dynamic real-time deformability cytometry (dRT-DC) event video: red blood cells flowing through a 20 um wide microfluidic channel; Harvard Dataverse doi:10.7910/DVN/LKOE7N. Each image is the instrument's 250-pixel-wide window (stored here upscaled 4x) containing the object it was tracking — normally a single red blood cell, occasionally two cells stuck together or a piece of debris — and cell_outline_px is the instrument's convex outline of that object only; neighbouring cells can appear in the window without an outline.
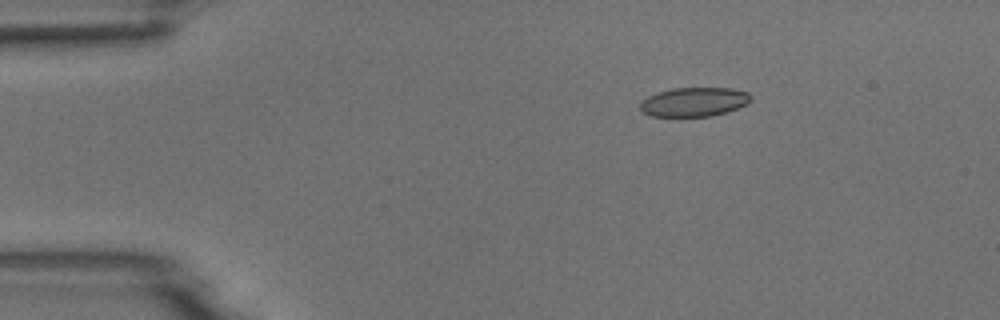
{"species": "common noctule bat (a hibernating species)", "species_latin": "Nyctalus noctula", "temperature_condition": "room temperature", "stored_images_in_passage": 5, "camera_frame_rate_fps": 3000, "um_per_image_px": 0.085, "animal": {"sex": "male", "body_mass_g": 18.8}, "frame": {"image": 1, "passage_image": 3, "time_ms": 2.333, "image_size_px": [1000, 320], "cell_outline_px": [[752, 100], [736, 108], [712, 116], [652, 116], [644, 112], [640, 108], [640, 104], [648, 96], [672, 88], [728, 88], [748, 92], [752, 96]], "centroid_in_image_um": [59.01, 8.66], "position_along_channel_um": 26.0, "area_um2": 18.44}}